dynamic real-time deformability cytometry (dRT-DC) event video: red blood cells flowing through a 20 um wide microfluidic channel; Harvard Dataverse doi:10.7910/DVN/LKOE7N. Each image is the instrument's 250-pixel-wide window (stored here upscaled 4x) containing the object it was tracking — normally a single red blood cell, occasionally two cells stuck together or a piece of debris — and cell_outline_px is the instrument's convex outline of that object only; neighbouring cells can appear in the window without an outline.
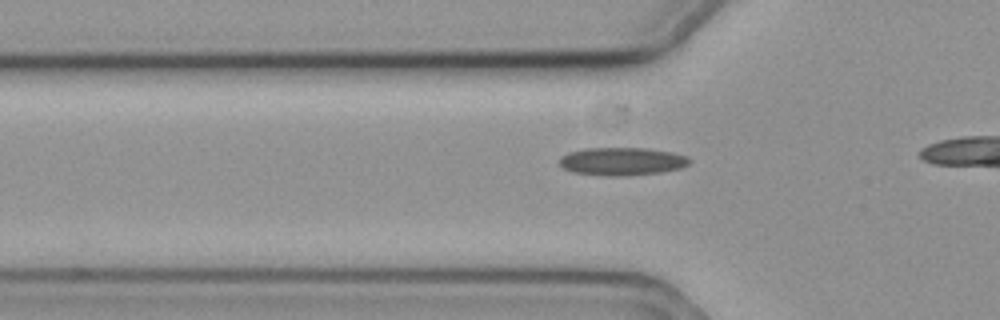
{"species": "common noctule bat (a hibernating species)", "species_latin": "Nyctalus noctula", "temperature_condition": "cold", "stored_images_in_passage": 16, "camera_frame_rate_fps": 3000, "um_per_image_px": 0.085, "animal": {"sex": "female", "body_mass_g": 19.3, "forearm_length_mm": 54.1}, "frame": {"image": 1, "passage_image": 10, "time_ms": 3.0, "image_size_px": [1000, 320], "cell_outline_px": [[692, 160], [688, 164], [680, 168], [660, 172], [616, 176], [608, 176], [572, 172], [564, 168], [560, 164], [560, 156], [568, 152], [584, 148], [644, 148], [672, 152], [684, 156]], "centroid_in_image_um": [52.83, 13.71], "position_along_channel_um": 73.0, "area_um2": 20.98}}